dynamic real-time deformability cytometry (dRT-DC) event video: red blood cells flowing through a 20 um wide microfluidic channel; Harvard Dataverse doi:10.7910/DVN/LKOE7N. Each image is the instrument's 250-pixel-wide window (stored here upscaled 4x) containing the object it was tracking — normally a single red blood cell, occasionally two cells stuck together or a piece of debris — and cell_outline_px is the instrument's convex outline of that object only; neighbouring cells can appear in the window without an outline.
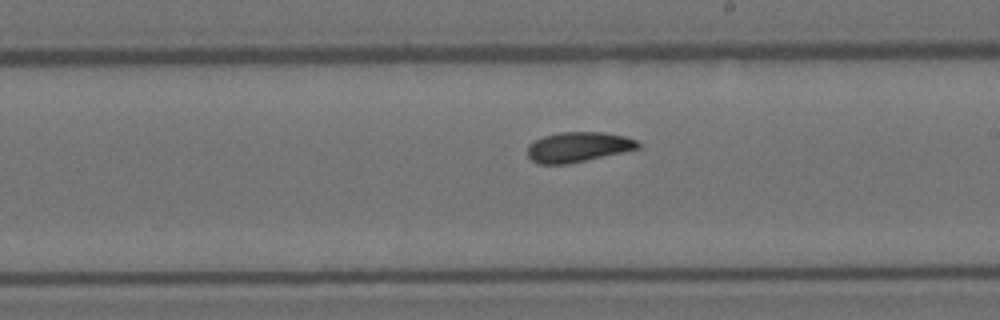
{"species": "Egyptian fruit bat (a non-hibernating species)", "species_latin": "Rousettus aegyptiacus", "temperature_condition": "room temperature", "stored_images_in_passage": 8, "segment_of_instrument_passage": [2, 2], "camera_frame_rate_fps": 3000, "um_per_image_px": 0.085, "animal": {"sex": "female"}, "frame": {"image": 1, "passage_image": 8, "time_ms": 2.333, "image_size_px": [1000, 320], "cell_outline_px": [[640, 148], [568, 164], [540, 164], [532, 160], [528, 156], [528, 144], [544, 136], [560, 132], [604, 132], [624, 136], [636, 140], [640, 144]], "centroid_in_image_um": [49.14, 12.49], "position_along_channel_um": 239.9, "area_um2": 19.19}}